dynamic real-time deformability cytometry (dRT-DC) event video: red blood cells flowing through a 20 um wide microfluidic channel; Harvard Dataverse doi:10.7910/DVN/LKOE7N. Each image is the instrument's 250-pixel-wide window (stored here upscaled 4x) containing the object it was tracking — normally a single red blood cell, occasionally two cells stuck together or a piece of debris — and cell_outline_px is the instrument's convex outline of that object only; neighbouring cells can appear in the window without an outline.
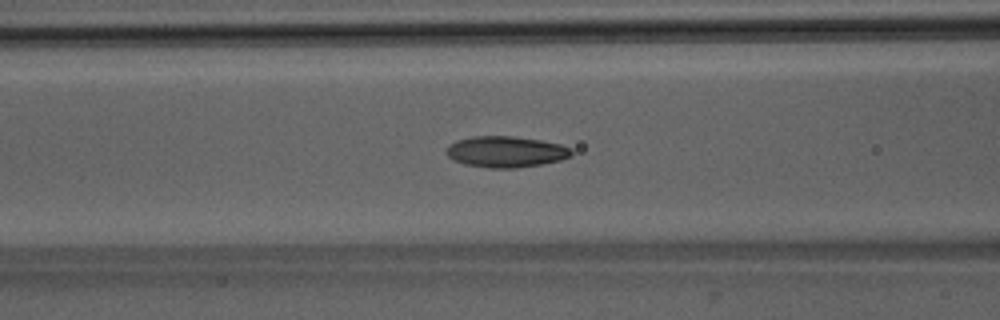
{"species": "Egyptian fruit bat (a non-hibernating species)", "species_latin": "Rousettus aegyptiacus", "temperature_condition": "room temperature", "stored_images_in_passage": 50, "segment_of_instrument_passage": [1, 2], "camera_frame_rate_fps": 3000, "um_per_image_px": 0.085, "animal": {"sex": "male"}, "frame": {"image": 1, "passage_image": 19, "time_ms": 6.0, "image_size_px": [1000, 320], "cell_outline_px": [[572, 156], [560, 160], [544, 164], [516, 168], [488, 168], [464, 164], [452, 160], [444, 152], [456, 140], [472, 136], [512, 136], [540, 140], [560, 144], [572, 148]], "centroid_in_image_um": [43.01, 12.91], "position_along_channel_um": 123.6, "area_um2": 22.83}}
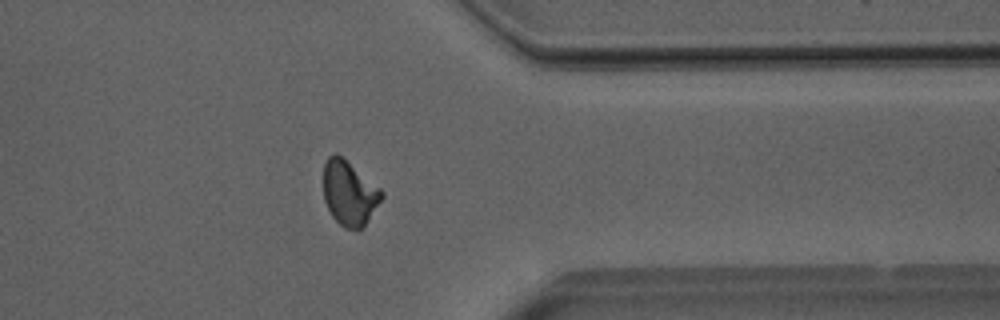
{"frame": {"image": 2, "passage_image": 39, "time_ms": 12.667, "image_size_px": [1000, 320], "cell_outline_px": [[384, 196], [364, 224], [360, 228], [344, 228], [332, 216], [324, 200], [324, 164], [328, 156], [336, 152], [380, 188], [384, 192]], "centroid_in_image_um": [29.67, 16.39], "position_along_channel_um": 381.7, "area_um2": 21.44}}